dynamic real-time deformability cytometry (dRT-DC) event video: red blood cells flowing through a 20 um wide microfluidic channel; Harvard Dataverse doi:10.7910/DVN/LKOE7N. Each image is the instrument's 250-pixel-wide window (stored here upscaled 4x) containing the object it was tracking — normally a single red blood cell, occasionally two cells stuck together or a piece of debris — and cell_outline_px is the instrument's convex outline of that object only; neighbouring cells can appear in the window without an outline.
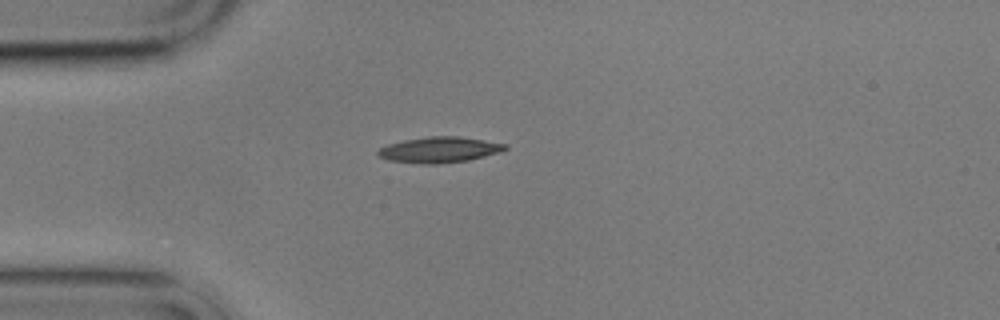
{"species": "common noctule bat (a hibernating species)", "species_latin": "Nyctalus noctula", "temperature_condition": "cold", "stored_images_in_passage": 7, "camera_frame_rate_fps": 3000, "um_per_image_px": 0.085, "animal": {"sex": "male", "body_mass_g": 17.9}, "frame": {"image": 1, "passage_image": 1, "time_ms": 0.0, "image_size_px": [1000, 320], "cell_outline_px": [[508, 148], [500, 152], [468, 160], [436, 164], [420, 164], [388, 160], [376, 156], [376, 152], [380, 148], [388, 144], [404, 140], [428, 136], [460, 136], [508, 144]], "centroid_in_image_um": [37.33, 12.73], "position_along_channel_um": 47.7, "area_um2": 19.19}}
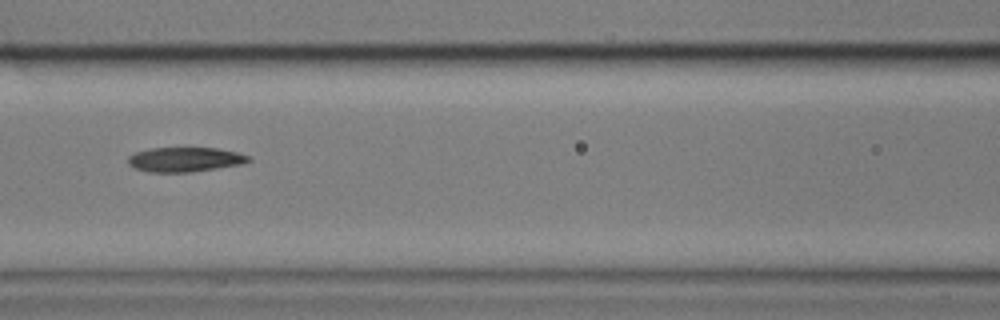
{"frame": {"image": 2, "passage_image": 4, "time_ms": 3.333, "image_size_px": [1000, 320], "cell_outline_px": [[252, 160], [244, 164], [192, 172], [148, 172], [132, 168], [128, 164], [128, 156], [136, 152], [152, 148], [216, 148], [236, 152], [248, 156]], "centroid_in_image_um": [15.7, 13.57], "position_along_channel_um": 150.9, "area_um2": 17.34}}
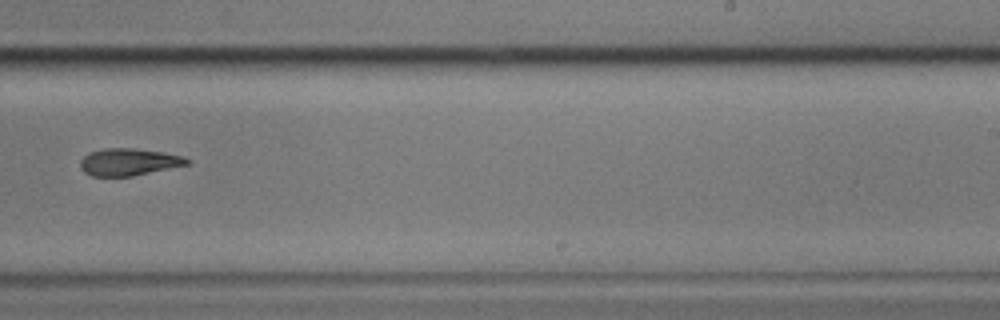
{"frame": {"image": 3, "passage_image": 7, "time_ms": 7.0, "image_size_px": [1000, 320], "cell_outline_px": [[192, 160], [188, 164], [132, 176], [92, 176], [84, 172], [80, 168], [80, 160], [84, 156], [92, 152], [104, 148], [132, 148], [164, 152], [184, 156]], "centroid_in_image_um": [10.95, 13.76], "position_along_channel_um": 278.0, "area_um2": 16.82}}